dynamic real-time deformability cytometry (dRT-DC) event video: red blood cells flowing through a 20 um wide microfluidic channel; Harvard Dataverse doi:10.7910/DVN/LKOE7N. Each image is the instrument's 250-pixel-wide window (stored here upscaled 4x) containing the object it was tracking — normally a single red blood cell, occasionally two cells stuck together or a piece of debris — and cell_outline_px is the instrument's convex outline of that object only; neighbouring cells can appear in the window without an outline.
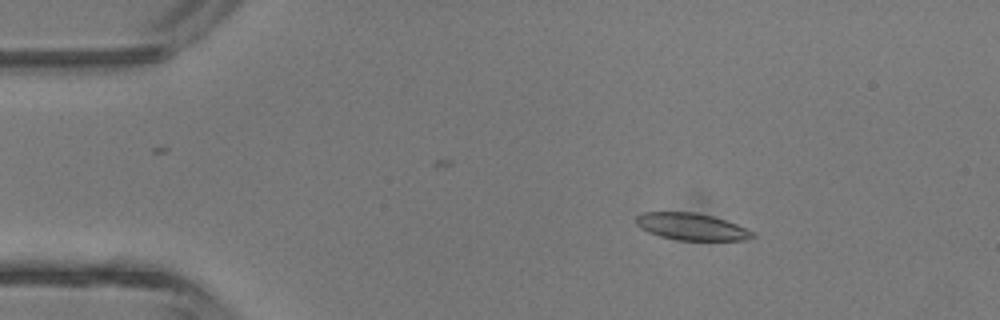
{"species": "common noctule bat (a hibernating species)", "species_latin": "Nyctalus noctula", "temperature_condition": "room temperature", "stored_images_in_passage": 5, "camera_frame_rate_fps": 3000, "um_per_image_px": 0.085, "animal": {"sex": "male", "body_mass_g": 13.3}, "frame": {"image": 1, "passage_image": 3, "time_ms": 2.333, "image_size_px": [1000, 320], "cell_outline_px": [[756, 236], [748, 240], [676, 240], [660, 236], [648, 232], [640, 228], [636, 224], [636, 216], [640, 212], [696, 212], [712, 216], [736, 224], [752, 232]], "centroid_in_image_um": [58.74, 19.26], "position_along_channel_um": 26.3, "area_um2": 18.26}}
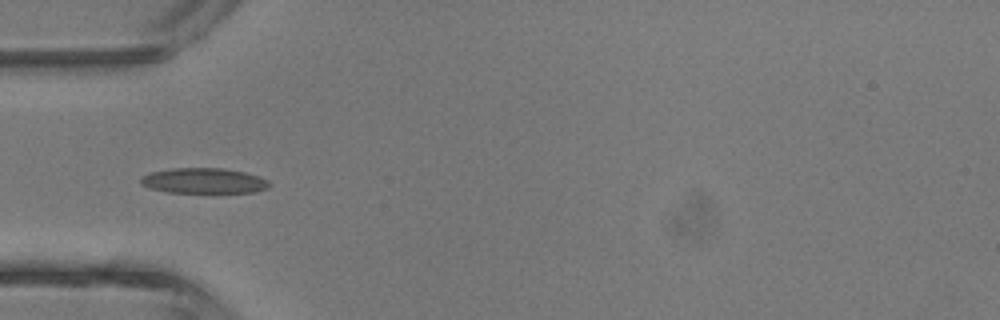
{"frame": {"image": 2, "passage_image": 5, "time_ms": 4.667, "image_size_px": [1000, 320], "cell_outline_px": [[272, 184], [268, 188], [256, 192], [168, 192], [152, 188], [140, 184], [140, 176], [152, 172], [172, 168], [224, 168], [244, 172], [260, 176], [268, 180]], "centroid_in_image_um": [17.36, 15.36], "position_along_channel_um": 67.6, "area_um2": 19.02}}